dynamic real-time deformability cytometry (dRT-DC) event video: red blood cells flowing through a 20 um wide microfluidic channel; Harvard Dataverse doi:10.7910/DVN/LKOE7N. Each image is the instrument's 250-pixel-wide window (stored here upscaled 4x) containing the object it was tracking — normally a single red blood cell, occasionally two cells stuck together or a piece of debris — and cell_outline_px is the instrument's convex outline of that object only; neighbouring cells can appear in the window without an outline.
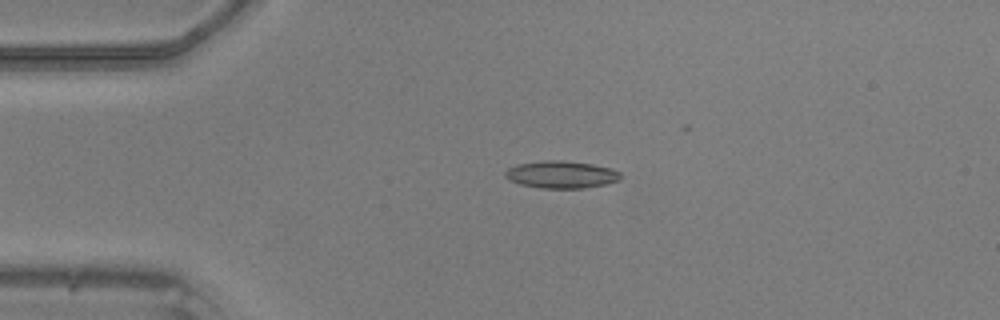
{"species": "common noctule bat (a hibernating species)", "species_latin": "Nyctalus noctula", "temperature_condition": "warm", "stored_images_in_passage": 44, "camera_frame_rate_fps": 3000, "um_per_image_px": 0.085, "animal": {"sex": "male", "body_mass_g": 20.5, "forearm_length_mm": 52.5}, "frame": {"image": 1, "passage_image": 11, "time_ms": 3.333, "image_size_px": [1000, 320], "cell_outline_px": [[620, 180], [604, 184], [584, 188], [540, 188], [520, 184], [508, 180], [504, 176], [504, 172], [508, 168], [516, 164], [544, 160], [560, 160], [592, 164], [612, 168], [620, 172]], "centroid_in_image_um": [47.67, 14.83], "position_along_channel_um": 37.3, "area_um2": 18.44}}
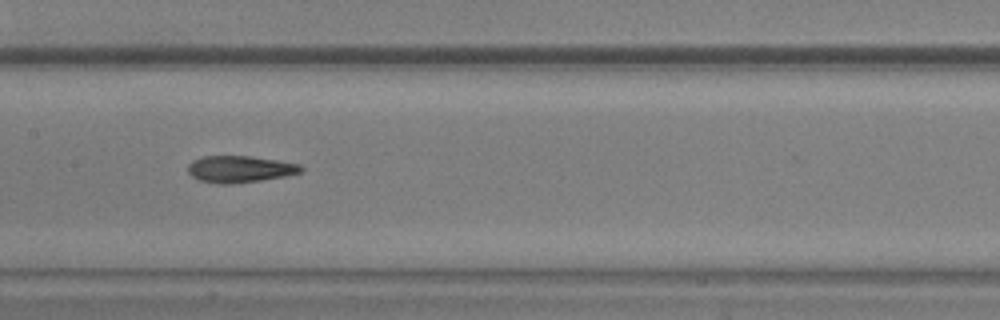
{"frame": {"image": 2, "passage_image": 24, "time_ms": 7.667, "image_size_px": [1000, 320], "cell_outline_px": [[304, 172], [284, 176], [260, 180], [232, 184], [220, 184], [200, 180], [192, 176], [188, 172], [188, 164], [192, 160], [200, 156], [248, 156], [276, 160], [300, 164], [304, 168]], "centroid_in_image_um": [20.38, 14.37], "position_along_channel_um": 187.0, "area_um2": 17.63}}
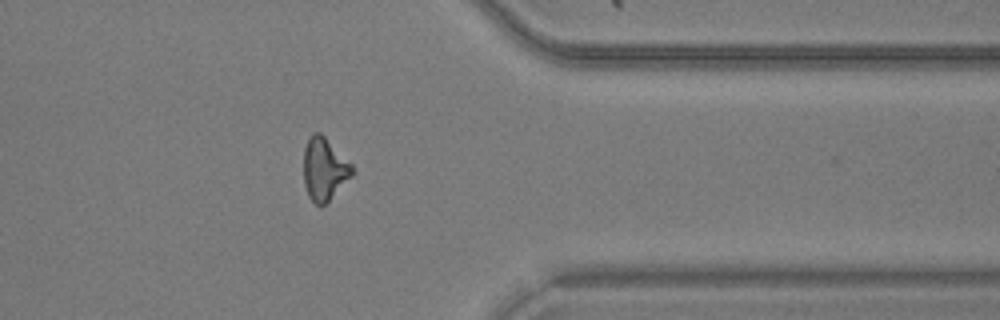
{"frame": {"image": 3, "passage_image": 39, "time_ms": 12.667, "image_size_px": [1000, 320], "cell_outline_px": [[356, 172], [320, 208], [308, 196], [304, 184], [304, 148], [312, 132], [320, 132], [352, 164]], "centroid_in_image_um": [27.57, 14.37], "position_along_channel_um": 383.8, "area_um2": 17.63}}